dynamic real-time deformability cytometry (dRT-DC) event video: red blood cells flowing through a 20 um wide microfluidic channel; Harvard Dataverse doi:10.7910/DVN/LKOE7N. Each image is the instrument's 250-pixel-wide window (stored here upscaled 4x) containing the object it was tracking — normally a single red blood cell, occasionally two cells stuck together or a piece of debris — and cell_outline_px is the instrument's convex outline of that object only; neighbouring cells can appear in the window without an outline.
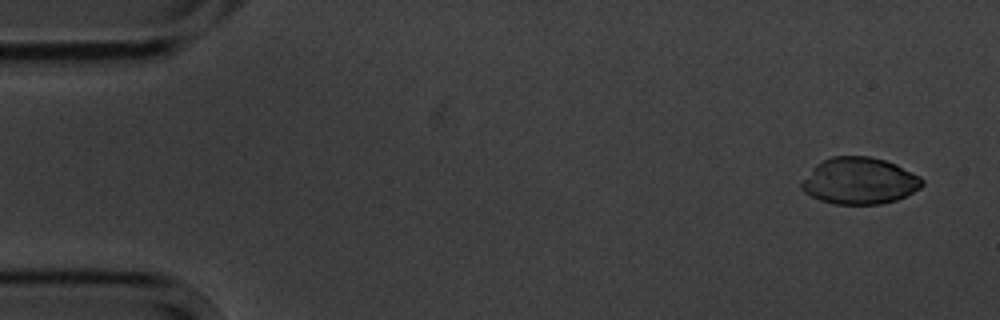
{"species": "common noctule bat (a hibernating species)", "species_latin": "Nyctalus noctula", "temperature_condition": "cold", "stored_images_in_passage": 5, "camera_frame_rate_fps": 3000, "um_per_image_px": 0.085, "animal": {"sex": "male", "body_mass_g": 20.1, "forearm_length_mm": 53.5}, "frame": {"image": 1, "passage_image": 1, "time_ms": 0.0, "image_size_px": [1000, 320], "cell_outline_px": [[924, 184], [920, 188], [896, 200], [880, 204], [832, 204], [820, 200], [804, 192], [800, 188], [800, 184], [812, 168], [816, 164], [832, 156], [872, 156], [896, 164], [920, 176], [924, 180]], "centroid_in_image_um": [73.05, 15.37], "position_along_channel_um": 11.9, "area_um2": 32.77}}